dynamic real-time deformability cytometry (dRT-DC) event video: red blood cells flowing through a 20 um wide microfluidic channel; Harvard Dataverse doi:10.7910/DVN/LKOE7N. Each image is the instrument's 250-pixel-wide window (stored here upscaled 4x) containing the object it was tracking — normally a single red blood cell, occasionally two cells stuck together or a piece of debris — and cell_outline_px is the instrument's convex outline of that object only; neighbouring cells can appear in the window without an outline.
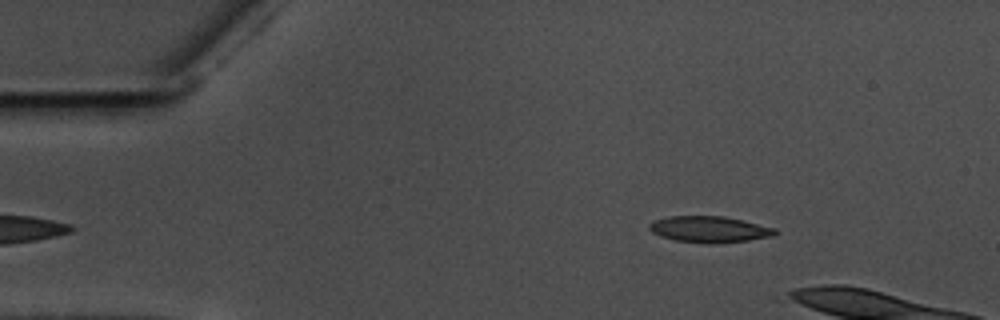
{"species": "common noctule bat (a hibernating species)", "species_latin": "Nyctalus noctula", "temperature_condition": "warm", "stored_images_in_passage": 7, "camera_frame_rate_fps": 3000, "um_per_image_px": 0.085, "animal": {"sex": "male", "body_mass_g": 17.5, "forearm_length_mm": 52.3}, "frame": {"image": 1, "passage_image": 2, "time_ms": 0.333, "image_size_px": [1000, 320], "cell_outline_px": [[780, 232], [776, 236], [748, 240], [712, 244], [708, 244], [676, 240], [660, 236], [652, 232], [648, 228], [648, 224], [652, 220], [668, 216], [724, 216], [776, 228]], "centroid_in_image_um": [60.31, 19.49], "position_along_channel_um": 24.7, "area_um2": 19.48}}